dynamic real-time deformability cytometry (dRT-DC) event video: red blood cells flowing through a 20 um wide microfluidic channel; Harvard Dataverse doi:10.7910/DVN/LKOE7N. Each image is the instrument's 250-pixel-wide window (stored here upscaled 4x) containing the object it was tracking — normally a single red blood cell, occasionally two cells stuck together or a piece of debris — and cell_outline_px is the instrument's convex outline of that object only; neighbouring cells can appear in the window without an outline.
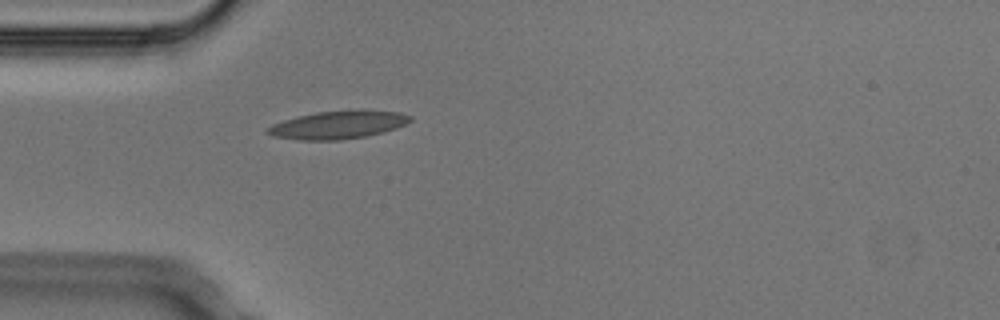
{"species": "Egyptian fruit bat (a non-hibernating species)", "species_latin": "Rousettus aegyptiacus", "temperature_condition": "cold", "stored_images_in_passage": 1, "camera_frame_rate_fps": 3000, "um_per_image_px": 0.085, "animal": {"sex": "male"}, "frame": {"image": 1, "passage_image": 1, "time_ms": 0.0, "image_size_px": [1000, 320], "cell_outline_px": [[412, 120], [396, 128], [384, 132], [364, 136], [340, 140], [300, 140], [272, 136], [264, 132], [264, 128], [272, 124], [284, 120], [316, 112], [364, 108], [400, 112], [412, 116]], "centroid_in_image_um": [28.74, 10.59], "position_along_channel_um": 56.3, "area_um2": 23.7}}